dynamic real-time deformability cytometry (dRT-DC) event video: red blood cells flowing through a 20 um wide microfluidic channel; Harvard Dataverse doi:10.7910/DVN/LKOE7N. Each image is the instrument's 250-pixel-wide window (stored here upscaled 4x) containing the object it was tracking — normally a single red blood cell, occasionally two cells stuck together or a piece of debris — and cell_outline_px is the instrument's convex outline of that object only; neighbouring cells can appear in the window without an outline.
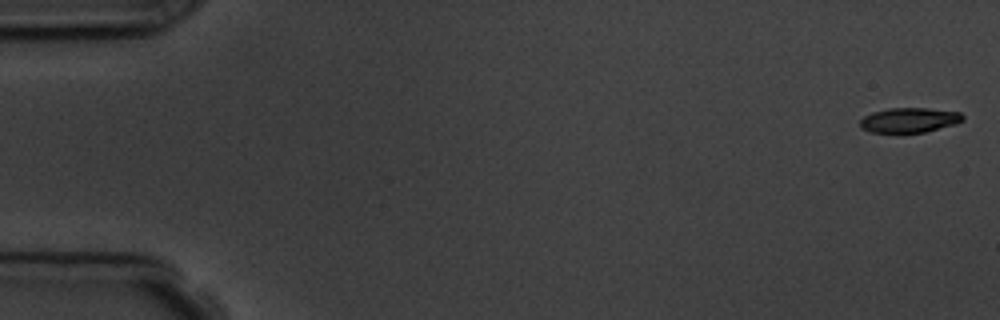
{"species": "common noctule bat (a hibernating species)", "species_latin": "Nyctalus noctula", "temperature_condition": "room temperature", "stored_images_in_passage": 10, "camera_frame_rate_fps": 3000, "um_per_image_px": 0.085, "animal": {"sex": "male", "body_mass_g": 19.5, "forearm_length_mm": 54.6}, "frame": {"image": 1, "passage_image": 1, "time_ms": 0.0, "image_size_px": [1000, 320], "cell_outline_px": [[964, 120], [956, 124], [924, 132], [900, 136], [868, 132], [860, 128], [860, 120], [864, 116], [872, 112], [888, 108], [928, 108], [960, 112], [964, 116]], "centroid_in_image_um": [77.23, 10.26], "position_along_channel_um": 7.8, "area_um2": 15.72}}
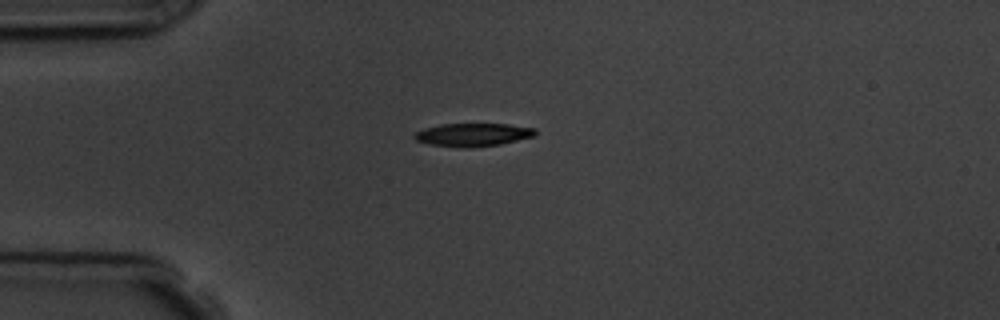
{"frame": {"image": 2, "passage_image": 4, "time_ms": 4.333, "image_size_px": [1000, 320], "cell_outline_px": [[536, 136], [500, 144], [468, 148], [464, 148], [432, 144], [416, 140], [412, 136], [416, 132], [424, 128], [440, 124], [508, 124], [536, 128]], "centroid_in_image_um": [40.22, 11.44], "position_along_channel_um": 44.8, "area_um2": 16.24}}
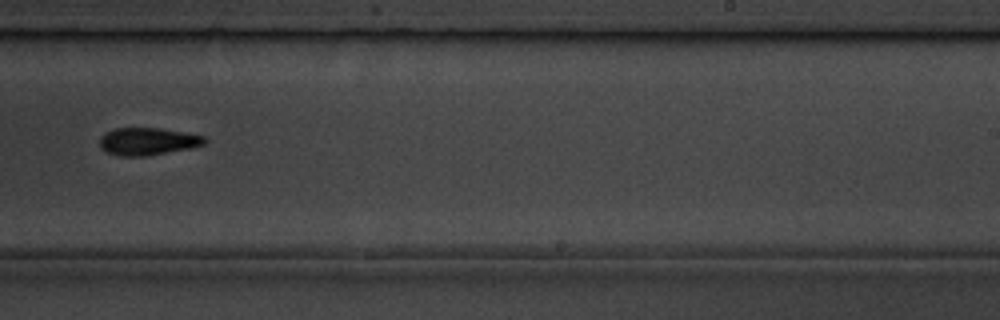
{"frame": {"image": 3, "passage_image": 10, "time_ms": 11.0, "image_size_px": [1000, 320], "cell_outline_px": [[208, 140], [204, 144], [192, 148], [148, 156], [120, 156], [108, 152], [100, 148], [100, 136], [104, 132], [112, 128], [160, 128], [204, 136]], "centroid_in_image_um": [12.54, 12.02], "position_along_channel_um": 276.5, "area_um2": 16.94}}